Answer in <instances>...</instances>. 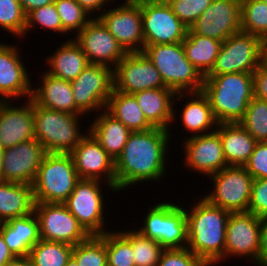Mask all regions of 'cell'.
Listing matches in <instances>:
<instances>
[{
    "instance_id": "cell-15",
    "label": "cell",
    "mask_w": 267,
    "mask_h": 266,
    "mask_svg": "<svg viewBox=\"0 0 267 266\" xmlns=\"http://www.w3.org/2000/svg\"><path fill=\"white\" fill-rule=\"evenodd\" d=\"M71 38L81 47L90 64L115 69L128 54L98 18H92Z\"/></svg>"
},
{
    "instance_id": "cell-38",
    "label": "cell",
    "mask_w": 267,
    "mask_h": 266,
    "mask_svg": "<svg viewBox=\"0 0 267 266\" xmlns=\"http://www.w3.org/2000/svg\"><path fill=\"white\" fill-rule=\"evenodd\" d=\"M54 3L62 23V36L72 32L74 37V33L80 32L93 18L76 0H55Z\"/></svg>"
},
{
    "instance_id": "cell-36",
    "label": "cell",
    "mask_w": 267,
    "mask_h": 266,
    "mask_svg": "<svg viewBox=\"0 0 267 266\" xmlns=\"http://www.w3.org/2000/svg\"><path fill=\"white\" fill-rule=\"evenodd\" d=\"M241 31L267 38V3L261 0H241Z\"/></svg>"
},
{
    "instance_id": "cell-46",
    "label": "cell",
    "mask_w": 267,
    "mask_h": 266,
    "mask_svg": "<svg viewBox=\"0 0 267 266\" xmlns=\"http://www.w3.org/2000/svg\"><path fill=\"white\" fill-rule=\"evenodd\" d=\"M248 211L259 218L267 216V178L253 180Z\"/></svg>"
},
{
    "instance_id": "cell-48",
    "label": "cell",
    "mask_w": 267,
    "mask_h": 266,
    "mask_svg": "<svg viewBox=\"0 0 267 266\" xmlns=\"http://www.w3.org/2000/svg\"><path fill=\"white\" fill-rule=\"evenodd\" d=\"M93 18H97L106 10V6L113 4L114 0H76ZM105 8V9H104ZM101 11V12H100ZM99 12V14L97 13ZM94 13L96 15H94Z\"/></svg>"
},
{
    "instance_id": "cell-8",
    "label": "cell",
    "mask_w": 267,
    "mask_h": 266,
    "mask_svg": "<svg viewBox=\"0 0 267 266\" xmlns=\"http://www.w3.org/2000/svg\"><path fill=\"white\" fill-rule=\"evenodd\" d=\"M97 179H80L70 196L63 203L89 235H102L108 231L105 225L104 184L107 191L116 193L108 183ZM105 223V224H104Z\"/></svg>"
},
{
    "instance_id": "cell-14",
    "label": "cell",
    "mask_w": 267,
    "mask_h": 266,
    "mask_svg": "<svg viewBox=\"0 0 267 266\" xmlns=\"http://www.w3.org/2000/svg\"><path fill=\"white\" fill-rule=\"evenodd\" d=\"M261 218L249 211L231 212L226 226L225 259L249 258L259 266Z\"/></svg>"
},
{
    "instance_id": "cell-9",
    "label": "cell",
    "mask_w": 267,
    "mask_h": 266,
    "mask_svg": "<svg viewBox=\"0 0 267 266\" xmlns=\"http://www.w3.org/2000/svg\"><path fill=\"white\" fill-rule=\"evenodd\" d=\"M207 178L213 190L203 197L211 204L229 212L248 211L254 178L244 166H227Z\"/></svg>"
},
{
    "instance_id": "cell-45",
    "label": "cell",
    "mask_w": 267,
    "mask_h": 266,
    "mask_svg": "<svg viewBox=\"0 0 267 266\" xmlns=\"http://www.w3.org/2000/svg\"><path fill=\"white\" fill-rule=\"evenodd\" d=\"M254 179L267 178V142H257L248 162L244 165Z\"/></svg>"
},
{
    "instance_id": "cell-30",
    "label": "cell",
    "mask_w": 267,
    "mask_h": 266,
    "mask_svg": "<svg viewBox=\"0 0 267 266\" xmlns=\"http://www.w3.org/2000/svg\"><path fill=\"white\" fill-rule=\"evenodd\" d=\"M95 116L90 127L88 126V131L115 161L123 151L131 131L106 110L100 111Z\"/></svg>"
},
{
    "instance_id": "cell-52",
    "label": "cell",
    "mask_w": 267,
    "mask_h": 266,
    "mask_svg": "<svg viewBox=\"0 0 267 266\" xmlns=\"http://www.w3.org/2000/svg\"><path fill=\"white\" fill-rule=\"evenodd\" d=\"M6 266H32L28 256H17L7 263Z\"/></svg>"
},
{
    "instance_id": "cell-17",
    "label": "cell",
    "mask_w": 267,
    "mask_h": 266,
    "mask_svg": "<svg viewBox=\"0 0 267 266\" xmlns=\"http://www.w3.org/2000/svg\"><path fill=\"white\" fill-rule=\"evenodd\" d=\"M159 71L143 52L128 53L114 69V89L125 94L165 88Z\"/></svg>"
},
{
    "instance_id": "cell-27",
    "label": "cell",
    "mask_w": 267,
    "mask_h": 266,
    "mask_svg": "<svg viewBox=\"0 0 267 266\" xmlns=\"http://www.w3.org/2000/svg\"><path fill=\"white\" fill-rule=\"evenodd\" d=\"M0 232L15 257L29 256L30 250L41 239L39 221L34 212L0 223Z\"/></svg>"
},
{
    "instance_id": "cell-43",
    "label": "cell",
    "mask_w": 267,
    "mask_h": 266,
    "mask_svg": "<svg viewBox=\"0 0 267 266\" xmlns=\"http://www.w3.org/2000/svg\"><path fill=\"white\" fill-rule=\"evenodd\" d=\"M213 0H173L169 5L173 13L188 28L211 5Z\"/></svg>"
},
{
    "instance_id": "cell-25",
    "label": "cell",
    "mask_w": 267,
    "mask_h": 266,
    "mask_svg": "<svg viewBox=\"0 0 267 266\" xmlns=\"http://www.w3.org/2000/svg\"><path fill=\"white\" fill-rule=\"evenodd\" d=\"M137 99L144 117L153 128H161L171 132V125L176 122L178 112L175 108L176 93L169 87L154 88L133 94Z\"/></svg>"
},
{
    "instance_id": "cell-23",
    "label": "cell",
    "mask_w": 267,
    "mask_h": 266,
    "mask_svg": "<svg viewBox=\"0 0 267 266\" xmlns=\"http://www.w3.org/2000/svg\"><path fill=\"white\" fill-rule=\"evenodd\" d=\"M15 105L13 100H0V146L14 147L35 139L34 102L31 98Z\"/></svg>"
},
{
    "instance_id": "cell-33",
    "label": "cell",
    "mask_w": 267,
    "mask_h": 266,
    "mask_svg": "<svg viewBox=\"0 0 267 266\" xmlns=\"http://www.w3.org/2000/svg\"><path fill=\"white\" fill-rule=\"evenodd\" d=\"M222 42L216 39L194 34L189 28L182 41L186 58L205 77L213 68Z\"/></svg>"
},
{
    "instance_id": "cell-54",
    "label": "cell",
    "mask_w": 267,
    "mask_h": 266,
    "mask_svg": "<svg viewBox=\"0 0 267 266\" xmlns=\"http://www.w3.org/2000/svg\"><path fill=\"white\" fill-rule=\"evenodd\" d=\"M2 155H3V148L0 146V182L3 181V161H2Z\"/></svg>"
},
{
    "instance_id": "cell-24",
    "label": "cell",
    "mask_w": 267,
    "mask_h": 266,
    "mask_svg": "<svg viewBox=\"0 0 267 266\" xmlns=\"http://www.w3.org/2000/svg\"><path fill=\"white\" fill-rule=\"evenodd\" d=\"M177 100H183L182 102L186 100L181 113L178 114L181 118L178 122L181 121L183 132L187 130V133L191 134L188 137L210 133L217 129L219 123L213 114L208 97L202 91L176 93L174 102Z\"/></svg>"
},
{
    "instance_id": "cell-37",
    "label": "cell",
    "mask_w": 267,
    "mask_h": 266,
    "mask_svg": "<svg viewBox=\"0 0 267 266\" xmlns=\"http://www.w3.org/2000/svg\"><path fill=\"white\" fill-rule=\"evenodd\" d=\"M99 235L106 243L107 266H135L131 242L119 231Z\"/></svg>"
},
{
    "instance_id": "cell-7",
    "label": "cell",
    "mask_w": 267,
    "mask_h": 266,
    "mask_svg": "<svg viewBox=\"0 0 267 266\" xmlns=\"http://www.w3.org/2000/svg\"><path fill=\"white\" fill-rule=\"evenodd\" d=\"M173 202L163 200L156 205L154 203L143 217V226L137 228L142 236L157 241L164 249L187 247L185 205Z\"/></svg>"
},
{
    "instance_id": "cell-42",
    "label": "cell",
    "mask_w": 267,
    "mask_h": 266,
    "mask_svg": "<svg viewBox=\"0 0 267 266\" xmlns=\"http://www.w3.org/2000/svg\"><path fill=\"white\" fill-rule=\"evenodd\" d=\"M35 26L62 35V23L54 2L32 10L26 15L25 35L27 36L31 29H35Z\"/></svg>"
},
{
    "instance_id": "cell-44",
    "label": "cell",
    "mask_w": 267,
    "mask_h": 266,
    "mask_svg": "<svg viewBox=\"0 0 267 266\" xmlns=\"http://www.w3.org/2000/svg\"><path fill=\"white\" fill-rule=\"evenodd\" d=\"M157 266H209L187 247L180 249H164Z\"/></svg>"
},
{
    "instance_id": "cell-34",
    "label": "cell",
    "mask_w": 267,
    "mask_h": 266,
    "mask_svg": "<svg viewBox=\"0 0 267 266\" xmlns=\"http://www.w3.org/2000/svg\"><path fill=\"white\" fill-rule=\"evenodd\" d=\"M74 246L40 239L30 250L32 266H65Z\"/></svg>"
},
{
    "instance_id": "cell-29",
    "label": "cell",
    "mask_w": 267,
    "mask_h": 266,
    "mask_svg": "<svg viewBox=\"0 0 267 266\" xmlns=\"http://www.w3.org/2000/svg\"><path fill=\"white\" fill-rule=\"evenodd\" d=\"M219 133L227 166H244L257 141L239 123H220Z\"/></svg>"
},
{
    "instance_id": "cell-18",
    "label": "cell",
    "mask_w": 267,
    "mask_h": 266,
    "mask_svg": "<svg viewBox=\"0 0 267 266\" xmlns=\"http://www.w3.org/2000/svg\"><path fill=\"white\" fill-rule=\"evenodd\" d=\"M240 14L241 0H213L189 29L194 34L224 42L241 31Z\"/></svg>"
},
{
    "instance_id": "cell-10",
    "label": "cell",
    "mask_w": 267,
    "mask_h": 266,
    "mask_svg": "<svg viewBox=\"0 0 267 266\" xmlns=\"http://www.w3.org/2000/svg\"><path fill=\"white\" fill-rule=\"evenodd\" d=\"M263 39L244 31L222 42L218 56L207 75L253 73L261 65Z\"/></svg>"
},
{
    "instance_id": "cell-21",
    "label": "cell",
    "mask_w": 267,
    "mask_h": 266,
    "mask_svg": "<svg viewBox=\"0 0 267 266\" xmlns=\"http://www.w3.org/2000/svg\"><path fill=\"white\" fill-rule=\"evenodd\" d=\"M70 154L80 179H102L116 189L115 161L89 131Z\"/></svg>"
},
{
    "instance_id": "cell-40",
    "label": "cell",
    "mask_w": 267,
    "mask_h": 266,
    "mask_svg": "<svg viewBox=\"0 0 267 266\" xmlns=\"http://www.w3.org/2000/svg\"><path fill=\"white\" fill-rule=\"evenodd\" d=\"M72 257L80 266H107L106 243L99 235H90L73 247Z\"/></svg>"
},
{
    "instance_id": "cell-56",
    "label": "cell",
    "mask_w": 267,
    "mask_h": 266,
    "mask_svg": "<svg viewBox=\"0 0 267 266\" xmlns=\"http://www.w3.org/2000/svg\"><path fill=\"white\" fill-rule=\"evenodd\" d=\"M65 266H80L77 261L71 256Z\"/></svg>"
},
{
    "instance_id": "cell-39",
    "label": "cell",
    "mask_w": 267,
    "mask_h": 266,
    "mask_svg": "<svg viewBox=\"0 0 267 266\" xmlns=\"http://www.w3.org/2000/svg\"><path fill=\"white\" fill-rule=\"evenodd\" d=\"M239 124L257 142H267V101L253 97Z\"/></svg>"
},
{
    "instance_id": "cell-1",
    "label": "cell",
    "mask_w": 267,
    "mask_h": 266,
    "mask_svg": "<svg viewBox=\"0 0 267 266\" xmlns=\"http://www.w3.org/2000/svg\"><path fill=\"white\" fill-rule=\"evenodd\" d=\"M171 137L169 130L161 128L131 132L115 160L116 191L139 183L160 182L167 175Z\"/></svg>"
},
{
    "instance_id": "cell-53",
    "label": "cell",
    "mask_w": 267,
    "mask_h": 266,
    "mask_svg": "<svg viewBox=\"0 0 267 266\" xmlns=\"http://www.w3.org/2000/svg\"><path fill=\"white\" fill-rule=\"evenodd\" d=\"M261 65L267 69V38L263 39Z\"/></svg>"
},
{
    "instance_id": "cell-20",
    "label": "cell",
    "mask_w": 267,
    "mask_h": 266,
    "mask_svg": "<svg viewBox=\"0 0 267 266\" xmlns=\"http://www.w3.org/2000/svg\"><path fill=\"white\" fill-rule=\"evenodd\" d=\"M46 154L37 139L3 149V181L32 185Z\"/></svg>"
},
{
    "instance_id": "cell-35",
    "label": "cell",
    "mask_w": 267,
    "mask_h": 266,
    "mask_svg": "<svg viewBox=\"0 0 267 266\" xmlns=\"http://www.w3.org/2000/svg\"><path fill=\"white\" fill-rule=\"evenodd\" d=\"M134 229L120 232L131 242L135 266H157L164 248L157 241L142 236Z\"/></svg>"
},
{
    "instance_id": "cell-47",
    "label": "cell",
    "mask_w": 267,
    "mask_h": 266,
    "mask_svg": "<svg viewBox=\"0 0 267 266\" xmlns=\"http://www.w3.org/2000/svg\"><path fill=\"white\" fill-rule=\"evenodd\" d=\"M252 75L254 97L267 101V69L260 65Z\"/></svg>"
},
{
    "instance_id": "cell-16",
    "label": "cell",
    "mask_w": 267,
    "mask_h": 266,
    "mask_svg": "<svg viewBox=\"0 0 267 266\" xmlns=\"http://www.w3.org/2000/svg\"><path fill=\"white\" fill-rule=\"evenodd\" d=\"M145 47L182 42L188 27L173 13L169 4L141 3Z\"/></svg>"
},
{
    "instance_id": "cell-57",
    "label": "cell",
    "mask_w": 267,
    "mask_h": 266,
    "mask_svg": "<svg viewBox=\"0 0 267 266\" xmlns=\"http://www.w3.org/2000/svg\"><path fill=\"white\" fill-rule=\"evenodd\" d=\"M115 2L114 3H116V1H118V0H114ZM146 1H148V0H122V3H142V2H146Z\"/></svg>"
},
{
    "instance_id": "cell-12",
    "label": "cell",
    "mask_w": 267,
    "mask_h": 266,
    "mask_svg": "<svg viewBox=\"0 0 267 266\" xmlns=\"http://www.w3.org/2000/svg\"><path fill=\"white\" fill-rule=\"evenodd\" d=\"M34 213L42 240L75 246L90 236L63 203L35 202Z\"/></svg>"
},
{
    "instance_id": "cell-6",
    "label": "cell",
    "mask_w": 267,
    "mask_h": 266,
    "mask_svg": "<svg viewBox=\"0 0 267 266\" xmlns=\"http://www.w3.org/2000/svg\"><path fill=\"white\" fill-rule=\"evenodd\" d=\"M79 180L71 154L47 153L32 184L34 200L64 203Z\"/></svg>"
},
{
    "instance_id": "cell-11",
    "label": "cell",
    "mask_w": 267,
    "mask_h": 266,
    "mask_svg": "<svg viewBox=\"0 0 267 266\" xmlns=\"http://www.w3.org/2000/svg\"><path fill=\"white\" fill-rule=\"evenodd\" d=\"M76 107L88 115L106 109L107 102L114 90V69L89 64L75 80L71 81Z\"/></svg>"
},
{
    "instance_id": "cell-49",
    "label": "cell",
    "mask_w": 267,
    "mask_h": 266,
    "mask_svg": "<svg viewBox=\"0 0 267 266\" xmlns=\"http://www.w3.org/2000/svg\"><path fill=\"white\" fill-rule=\"evenodd\" d=\"M259 266H267V216L261 218Z\"/></svg>"
},
{
    "instance_id": "cell-32",
    "label": "cell",
    "mask_w": 267,
    "mask_h": 266,
    "mask_svg": "<svg viewBox=\"0 0 267 266\" xmlns=\"http://www.w3.org/2000/svg\"><path fill=\"white\" fill-rule=\"evenodd\" d=\"M105 110L123 123L131 132L146 131L153 128L144 117L133 94H125L114 89Z\"/></svg>"
},
{
    "instance_id": "cell-22",
    "label": "cell",
    "mask_w": 267,
    "mask_h": 266,
    "mask_svg": "<svg viewBox=\"0 0 267 266\" xmlns=\"http://www.w3.org/2000/svg\"><path fill=\"white\" fill-rule=\"evenodd\" d=\"M20 53L16 44L0 42V100L31 98L33 81Z\"/></svg>"
},
{
    "instance_id": "cell-50",
    "label": "cell",
    "mask_w": 267,
    "mask_h": 266,
    "mask_svg": "<svg viewBox=\"0 0 267 266\" xmlns=\"http://www.w3.org/2000/svg\"><path fill=\"white\" fill-rule=\"evenodd\" d=\"M55 0H19L20 6L27 15L32 10L38 9L42 6L50 5Z\"/></svg>"
},
{
    "instance_id": "cell-51",
    "label": "cell",
    "mask_w": 267,
    "mask_h": 266,
    "mask_svg": "<svg viewBox=\"0 0 267 266\" xmlns=\"http://www.w3.org/2000/svg\"><path fill=\"white\" fill-rule=\"evenodd\" d=\"M14 257V254L8 249L0 232V266H6Z\"/></svg>"
},
{
    "instance_id": "cell-3",
    "label": "cell",
    "mask_w": 267,
    "mask_h": 266,
    "mask_svg": "<svg viewBox=\"0 0 267 266\" xmlns=\"http://www.w3.org/2000/svg\"><path fill=\"white\" fill-rule=\"evenodd\" d=\"M202 92L218 123H239L254 97L252 73L206 75Z\"/></svg>"
},
{
    "instance_id": "cell-26",
    "label": "cell",
    "mask_w": 267,
    "mask_h": 266,
    "mask_svg": "<svg viewBox=\"0 0 267 266\" xmlns=\"http://www.w3.org/2000/svg\"><path fill=\"white\" fill-rule=\"evenodd\" d=\"M40 86H32V101L44 108L66 113L84 115L77 107L70 81L50 75L45 71L41 75Z\"/></svg>"
},
{
    "instance_id": "cell-41",
    "label": "cell",
    "mask_w": 267,
    "mask_h": 266,
    "mask_svg": "<svg viewBox=\"0 0 267 266\" xmlns=\"http://www.w3.org/2000/svg\"><path fill=\"white\" fill-rule=\"evenodd\" d=\"M0 28L18 39L25 37L26 14L19 0H0Z\"/></svg>"
},
{
    "instance_id": "cell-2",
    "label": "cell",
    "mask_w": 267,
    "mask_h": 266,
    "mask_svg": "<svg viewBox=\"0 0 267 266\" xmlns=\"http://www.w3.org/2000/svg\"><path fill=\"white\" fill-rule=\"evenodd\" d=\"M199 196L198 202L185 207L187 248L209 266L225 261L226 226L231 212ZM187 208V209H186Z\"/></svg>"
},
{
    "instance_id": "cell-19",
    "label": "cell",
    "mask_w": 267,
    "mask_h": 266,
    "mask_svg": "<svg viewBox=\"0 0 267 266\" xmlns=\"http://www.w3.org/2000/svg\"><path fill=\"white\" fill-rule=\"evenodd\" d=\"M185 159L184 166L189 172L195 171L203 176H210L227 167L224 158L221 138L215 130L210 133L187 137L183 139ZM191 169V170H190Z\"/></svg>"
},
{
    "instance_id": "cell-55",
    "label": "cell",
    "mask_w": 267,
    "mask_h": 266,
    "mask_svg": "<svg viewBox=\"0 0 267 266\" xmlns=\"http://www.w3.org/2000/svg\"><path fill=\"white\" fill-rule=\"evenodd\" d=\"M148 1L156 4H170L173 0H148Z\"/></svg>"
},
{
    "instance_id": "cell-31",
    "label": "cell",
    "mask_w": 267,
    "mask_h": 266,
    "mask_svg": "<svg viewBox=\"0 0 267 266\" xmlns=\"http://www.w3.org/2000/svg\"><path fill=\"white\" fill-rule=\"evenodd\" d=\"M32 185L0 182V223L34 212Z\"/></svg>"
},
{
    "instance_id": "cell-5",
    "label": "cell",
    "mask_w": 267,
    "mask_h": 266,
    "mask_svg": "<svg viewBox=\"0 0 267 266\" xmlns=\"http://www.w3.org/2000/svg\"><path fill=\"white\" fill-rule=\"evenodd\" d=\"M84 116L47 109L34 103L35 139L47 153L70 154L88 132V128L85 133L80 130V118Z\"/></svg>"
},
{
    "instance_id": "cell-13",
    "label": "cell",
    "mask_w": 267,
    "mask_h": 266,
    "mask_svg": "<svg viewBox=\"0 0 267 266\" xmlns=\"http://www.w3.org/2000/svg\"><path fill=\"white\" fill-rule=\"evenodd\" d=\"M109 6L97 18L127 53L142 52L145 47L141 3H120Z\"/></svg>"
},
{
    "instance_id": "cell-4",
    "label": "cell",
    "mask_w": 267,
    "mask_h": 266,
    "mask_svg": "<svg viewBox=\"0 0 267 266\" xmlns=\"http://www.w3.org/2000/svg\"><path fill=\"white\" fill-rule=\"evenodd\" d=\"M142 52L159 71L165 86L175 93L202 91L205 77L186 58L182 42L147 45Z\"/></svg>"
},
{
    "instance_id": "cell-28",
    "label": "cell",
    "mask_w": 267,
    "mask_h": 266,
    "mask_svg": "<svg viewBox=\"0 0 267 266\" xmlns=\"http://www.w3.org/2000/svg\"><path fill=\"white\" fill-rule=\"evenodd\" d=\"M46 58L47 73L65 81H73L90 64L81 47L72 38Z\"/></svg>"
}]
</instances>
